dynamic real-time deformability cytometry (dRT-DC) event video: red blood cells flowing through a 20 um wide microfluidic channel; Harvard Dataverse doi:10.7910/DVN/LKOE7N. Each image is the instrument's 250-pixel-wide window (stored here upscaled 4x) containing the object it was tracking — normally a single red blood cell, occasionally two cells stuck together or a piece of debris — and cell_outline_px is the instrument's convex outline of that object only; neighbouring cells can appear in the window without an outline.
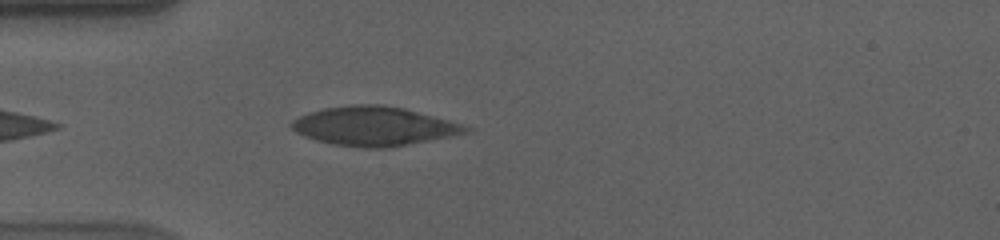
{"species": "human", "species_latin": "Homo sapiens", "temperature_condition": "cold", "stored_images_in_passage": 28, "camera_frame_rate_fps": 3000, "um_per_image_px": 0.085, "donor": {"sex": "male"}, "frame": {"image": 1, "passage_image": 3, "time_ms": 0.667, "image_size_px": [1000, 240], "cell_outline_px": [[472, 132], [452, 136], [408, 144], [384, 148], [364, 148], [332, 144], [316, 140], [304, 136], [296, 132], [288, 124], [292, 120], [308, 112], [324, 108], [352, 104], [380, 104], [404, 108], [448, 120], [472, 128]], "centroid_in_image_um": [31.77, 10.72], "position_along_channel_um": 53.2, "area_um2": 39.59}}
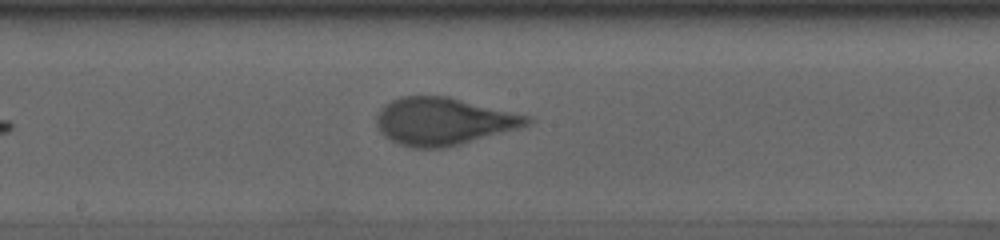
{"frame": {"image": 2, "passage_image": 17, "time_ms": 5.333, "image_size_px": [1000, 240], "cell_outline_px": [[532, 120], [528, 124], [516, 128], [460, 144], [444, 148], [412, 148], [400, 144], [384, 136], [380, 132], [376, 124], [376, 116], [384, 104], [400, 96], [448, 96], [532, 116]], "centroid_in_image_um": [37.66, 10.3], "position_along_channel_um": 210.5, "area_um2": 41.44}}
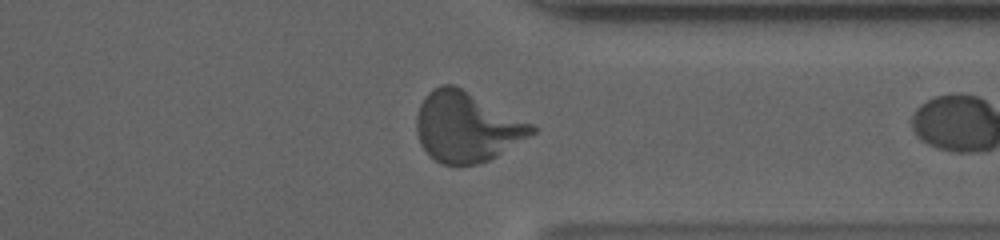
{"frame": {"image": 3, "passage_image": 27, "time_ms": 8.667, "image_size_px": [1000, 240], "cell_outline_px": [[536, 132], [496, 156], [480, 164], [440, 164], [428, 156], [420, 144], [416, 132], [416, 116], [420, 104], [424, 96], [432, 88], [440, 84], [456, 84], [532, 124], [536, 128]], "centroid_in_image_um": [39.61, 10.77], "position_along_channel_um": 371.8, "area_um2": 47.22}}